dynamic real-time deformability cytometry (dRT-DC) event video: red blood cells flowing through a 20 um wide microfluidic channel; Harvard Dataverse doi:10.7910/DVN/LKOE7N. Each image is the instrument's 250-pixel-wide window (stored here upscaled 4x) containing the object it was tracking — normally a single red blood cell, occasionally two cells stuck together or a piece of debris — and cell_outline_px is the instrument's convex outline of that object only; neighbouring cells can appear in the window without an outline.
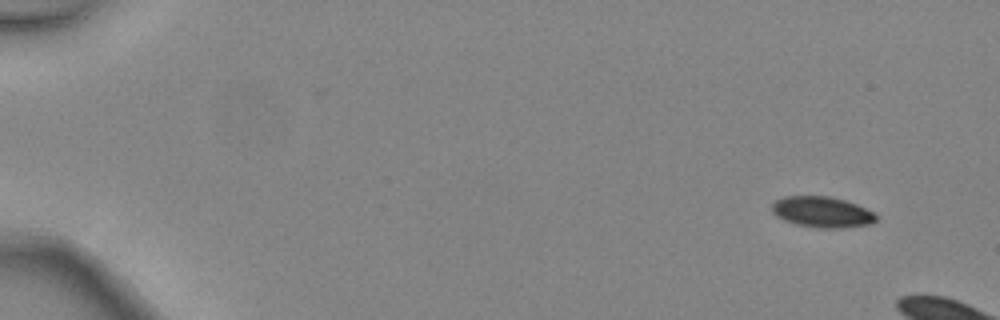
{"species": "common noctule bat (a hibernating species)", "species_latin": "Nyctalus noctula", "temperature_condition": "warm", "stored_images_in_passage": 3, "camera_frame_rate_fps": 3000, "um_per_image_px": 0.085, "animal": {"sex": "female", "body_mass_g": 24.6, "forearm_length_mm": 56.2}, "frame": {"image": 1, "passage_image": 1, "time_ms": 0.0, "image_size_px": [1000, 320], "cell_outline_px": [[876, 220], [872, 224], [844, 228], [820, 228], [796, 224], [784, 220], [776, 216], [772, 212], [772, 204], [776, 200], [784, 196], [828, 196], [844, 200], [856, 204], [872, 212], [876, 216]], "centroid_in_image_um": [69.86, 18.03], "position_along_channel_um": 15.1, "area_um2": 18.67}}